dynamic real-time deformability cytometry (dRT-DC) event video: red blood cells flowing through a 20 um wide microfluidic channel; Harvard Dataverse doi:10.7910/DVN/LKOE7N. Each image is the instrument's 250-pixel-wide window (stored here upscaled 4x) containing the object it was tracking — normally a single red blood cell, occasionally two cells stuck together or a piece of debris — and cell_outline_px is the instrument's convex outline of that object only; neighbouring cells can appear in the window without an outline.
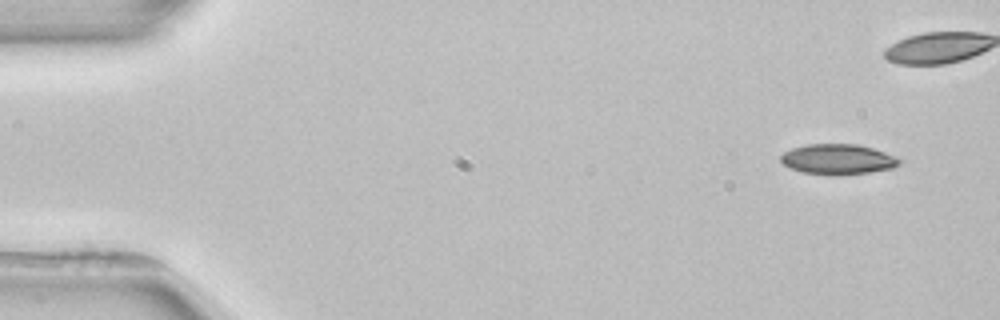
{"species": "common noctule bat (a hibernating species)", "species_latin": "Nyctalus noctula", "temperature_condition": "room temperature", "stored_images_in_passage": 6, "camera_frame_rate_fps": 3000, "um_per_image_px": 0.085, "animal": {"sex": "female", "body_mass_g": 22.7, "forearm_length_mm": 54.2}, "frame": {"image": 1, "passage_image": 1, "time_ms": 0.0, "image_size_px": [1000, 320], "cell_outline_px": [[900, 164], [892, 168], [868, 172], [836, 176], [804, 172], [792, 168], [784, 164], [780, 160], [780, 156], [784, 152], [792, 148], [808, 144], [856, 144], [872, 148], [896, 156], [900, 160]], "centroid_in_image_um": [71.22, 13.54], "position_along_channel_um": 13.8, "area_um2": 20.81}}